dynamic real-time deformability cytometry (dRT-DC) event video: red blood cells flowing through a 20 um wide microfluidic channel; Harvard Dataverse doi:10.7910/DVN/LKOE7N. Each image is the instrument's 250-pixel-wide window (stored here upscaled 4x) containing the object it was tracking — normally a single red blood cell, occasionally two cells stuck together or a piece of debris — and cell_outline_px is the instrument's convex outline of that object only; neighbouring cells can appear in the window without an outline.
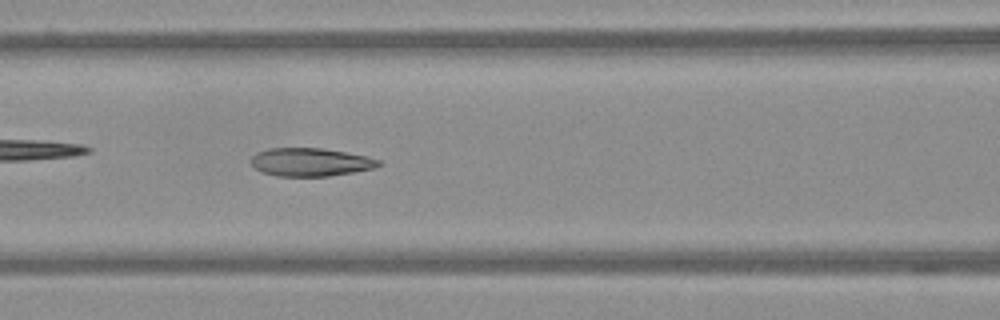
{"species": "Egyptian fruit bat (a non-hibernating species)", "species_latin": "Rousettus aegyptiacus", "temperature_condition": "warm", "stored_images_in_passage": 51, "camera_frame_rate_fps": 3000, "um_per_image_px": 0.085, "frame": {"image": 1, "passage_image": 19, "time_ms": 6.0, "image_size_px": [1000, 320], "cell_outline_px": [[384, 164], [372, 168], [352, 172], [328, 176], [276, 176], [260, 172], [252, 164], [252, 156], [256, 152], [268, 148], [320, 148], [344, 152], [364, 156], [380, 160]], "centroid_in_image_um": [26.35, 13.78], "position_along_channel_um": 140.2, "area_um2": 20.81}}
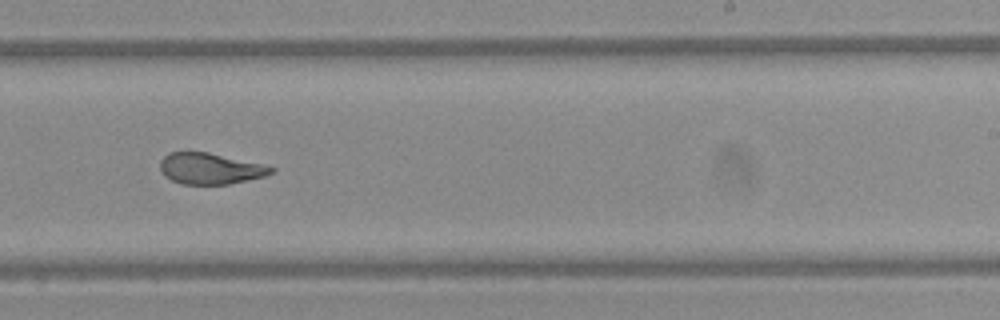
{"frame": {"image": 2, "passage_image": 30, "time_ms": 9.667, "image_size_px": [1000, 320], "cell_outline_px": [[276, 168], [272, 172], [264, 176], [228, 184], [180, 184], [164, 176], [160, 168], [160, 160], [168, 152], [208, 152], [260, 164]], "centroid_in_image_um": [17.81, 14.33], "position_along_channel_um": 271.2, "area_um2": 19.88}}
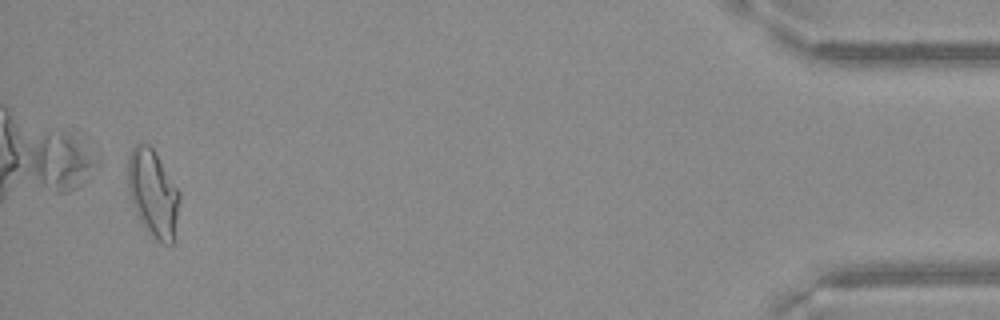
{"frame": {"image": 3, "passage_image": 49, "time_ms": 16.0, "image_size_px": [1000, 320], "cell_outline_px": [[180, 200], [172, 244], [164, 244], [156, 240], [140, 220], [132, 204], [128, 188], [128, 156], [132, 148], [136, 144], [148, 144], [152, 148], [180, 192]], "centroid_in_image_um": [13.0, 16.42], "position_along_channel_um": 422.2, "area_um2": 25.72}}